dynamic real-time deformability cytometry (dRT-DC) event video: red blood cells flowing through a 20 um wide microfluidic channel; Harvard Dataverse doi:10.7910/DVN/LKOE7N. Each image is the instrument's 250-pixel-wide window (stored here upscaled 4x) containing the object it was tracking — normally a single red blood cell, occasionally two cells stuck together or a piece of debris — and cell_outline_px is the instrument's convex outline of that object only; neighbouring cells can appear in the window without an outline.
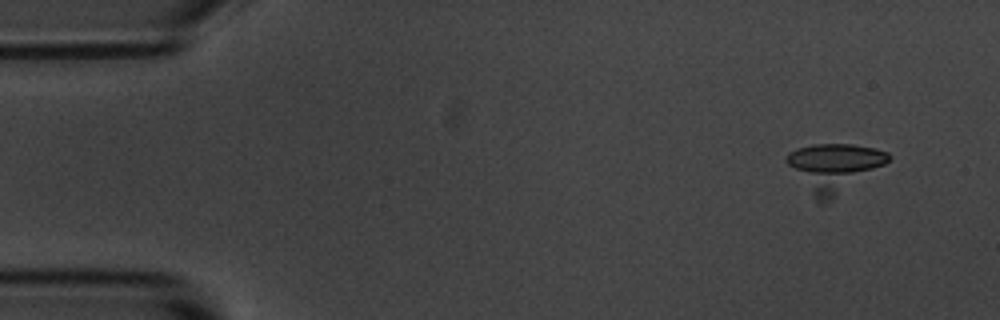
{"species": "common noctule bat (a hibernating species)", "species_latin": "Nyctalus noctula", "temperature_condition": "room temperature", "stored_images_in_passage": 8, "camera_frame_rate_fps": 3000, "um_per_image_px": 0.085, "animal": {"sex": "male", "body_mass_g": 20.1, "forearm_length_mm": 53.5}, "frame": {"image": 1, "passage_image": 1, "time_ms": 0.0, "image_size_px": [1000, 320], "cell_outline_px": [[892, 156], [884, 164], [828, 200], [820, 204], [816, 200], [784, 160], [788, 152], [796, 148], [812, 144], [852, 144], [872, 148], [888, 152]], "centroid_in_image_um": [70.84, 14.18], "position_along_channel_um": 14.2, "area_um2": 27.46}}
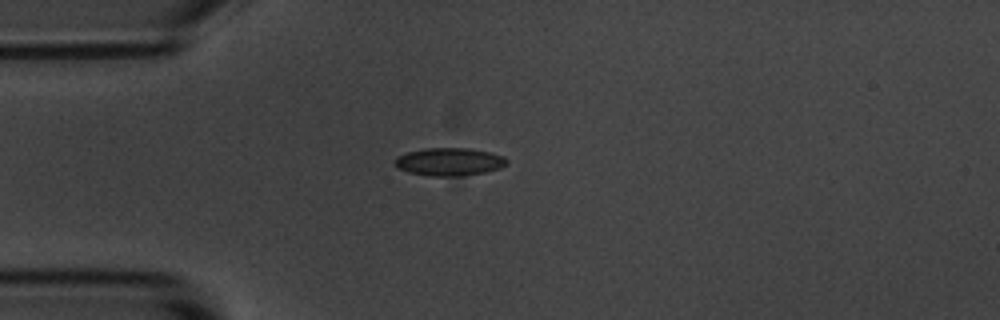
{"frame": {"image": 2, "passage_image": 4, "time_ms": 3.333, "image_size_px": [1000, 320], "cell_outline_px": [[508, 164], [500, 168], [484, 172], [464, 176], [432, 176], [408, 172], [396, 168], [396, 156], [408, 152], [428, 148], [468, 148], [492, 152], [504, 156], [508, 160]], "centroid_in_image_um": [38.23, 13.75], "position_along_channel_um": 46.8, "area_um2": 18.26}}